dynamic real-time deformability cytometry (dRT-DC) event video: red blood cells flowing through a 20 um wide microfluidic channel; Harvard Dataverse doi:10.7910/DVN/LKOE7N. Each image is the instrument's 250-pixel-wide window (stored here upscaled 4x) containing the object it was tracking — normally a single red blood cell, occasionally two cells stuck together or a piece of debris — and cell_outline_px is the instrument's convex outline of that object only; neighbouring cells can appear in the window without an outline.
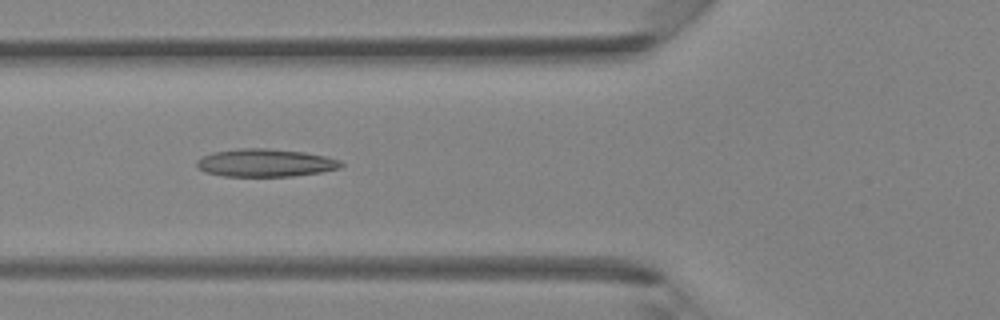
{"species": "Egyptian fruit bat (a non-hibernating species)", "species_latin": "Rousettus aegyptiacus", "temperature_condition": "room temperature", "stored_images_in_passage": 19, "camera_frame_rate_fps": 3000, "um_per_image_px": 0.085, "animal": {"sex": "female"}, "frame": {"image": 1, "passage_image": 4, "time_ms": 1.0, "image_size_px": [1000, 320], "cell_outline_px": [[344, 164], [340, 168], [320, 172], [292, 176], [224, 176], [204, 172], [196, 168], [196, 160], [212, 152], [240, 148], [268, 148], [304, 152], [324, 156], [340, 160]], "centroid_in_image_um": [22.52, 13.84], "position_along_channel_um": 103.3, "area_um2": 23.47}}